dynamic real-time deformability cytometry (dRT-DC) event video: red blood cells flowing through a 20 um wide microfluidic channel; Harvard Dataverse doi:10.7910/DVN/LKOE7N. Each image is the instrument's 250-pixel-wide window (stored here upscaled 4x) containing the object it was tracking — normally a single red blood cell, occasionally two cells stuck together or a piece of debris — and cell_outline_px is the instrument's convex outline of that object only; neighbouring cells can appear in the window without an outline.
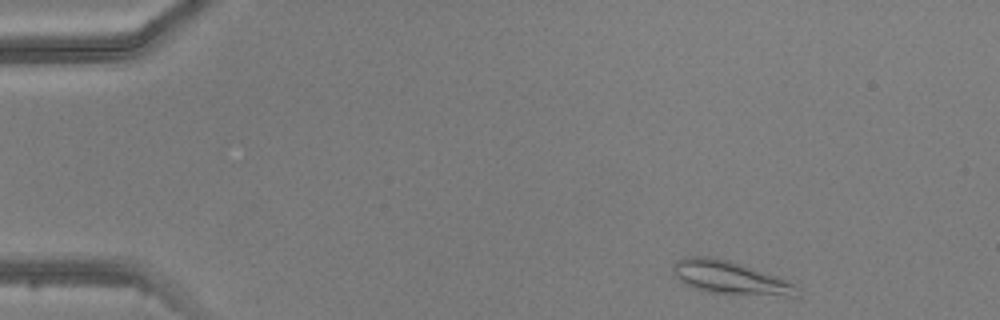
{"species": "common noctule bat (a hibernating species)", "species_latin": "Nyctalus noctula", "temperature_condition": "warm", "stored_images_in_passage": 3, "camera_frame_rate_fps": 3000, "um_per_image_px": 0.085, "animal": {"sex": "male", "body_mass_g": 20.5, "forearm_length_mm": 52.5}, "frame": {"image": 1, "passage_image": 1, "time_ms": 0.0, "image_size_px": [1000, 320], "cell_outline_px": [[800, 296], [788, 296], [704, 292], [684, 284], [672, 272], [672, 264], [676, 260], [684, 256], [708, 256], [728, 260], [788, 280], [796, 284]], "centroid_in_image_um": [62.01, 23.59], "position_along_channel_um": 23.0, "area_um2": 23.93}}